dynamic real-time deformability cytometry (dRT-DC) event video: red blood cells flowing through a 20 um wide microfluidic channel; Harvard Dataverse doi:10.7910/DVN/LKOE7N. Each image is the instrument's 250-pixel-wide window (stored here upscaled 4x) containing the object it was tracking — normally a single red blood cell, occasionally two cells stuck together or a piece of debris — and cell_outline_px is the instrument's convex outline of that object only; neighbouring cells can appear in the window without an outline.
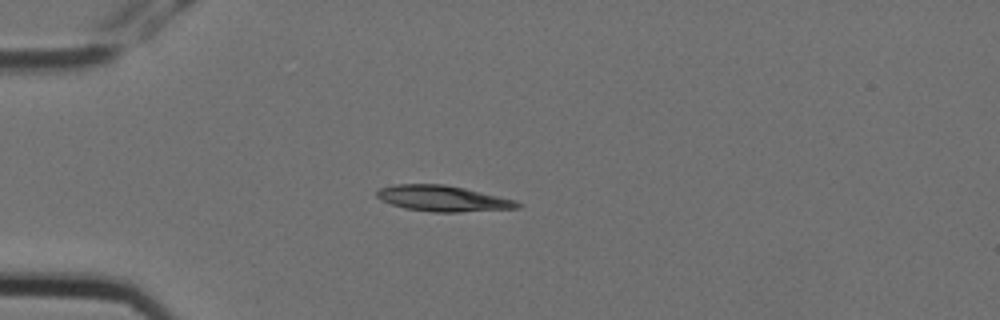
{"species": "Egyptian fruit bat (a non-hibernating species)", "species_latin": "Rousettus aegyptiacus", "temperature_condition": "cold", "stored_images_in_passage": 4, "camera_frame_rate_fps": 3000, "um_per_image_px": 0.085, "animal": {"sex": "female"}, "frame": {"image": 1, "passage_image": 1, "time_ms": 0.0, "image_size_px": [1000, 320], "cell_outline_px": [[524, 204], [520, 208], [460, 212], [432, 212], [404, 208], [380, 200], [376, 196], [376, 192], [380, 188], [396, 184], [444, 184], [464, 188], [516, 200]], "centroid_in_image_um": [37.66, 16.87], "position_along_channel_um": 47.3, "area_um2": 21.21}}
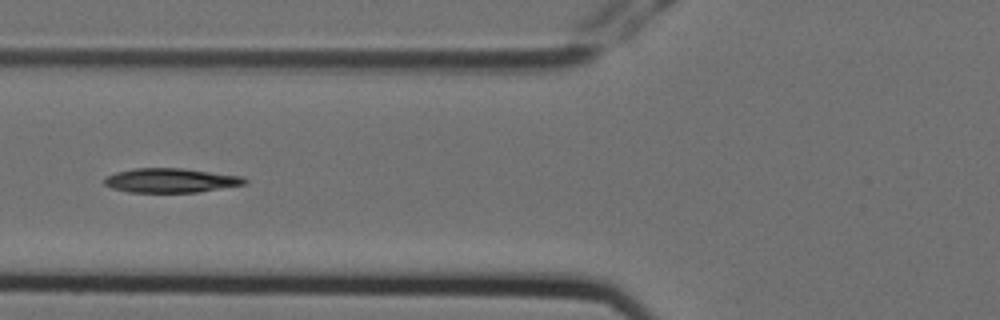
{"frame": {"image": 2, "passage_image": 3, "time_ms": 0.667, "image_size_px": [1000, 320], "cell_outline_px": [[248, 184], [196, 192], [128, 192], [112, 188], [104, 184], [104, 180], [108, 176], [116, 172], [132, 168], [184, 168], [244, 176], [248, 180]], "centroid_in_image_um": [14.56, 15.33], "position_along_channel_um": 111.2, "area_um2": 20.0}}
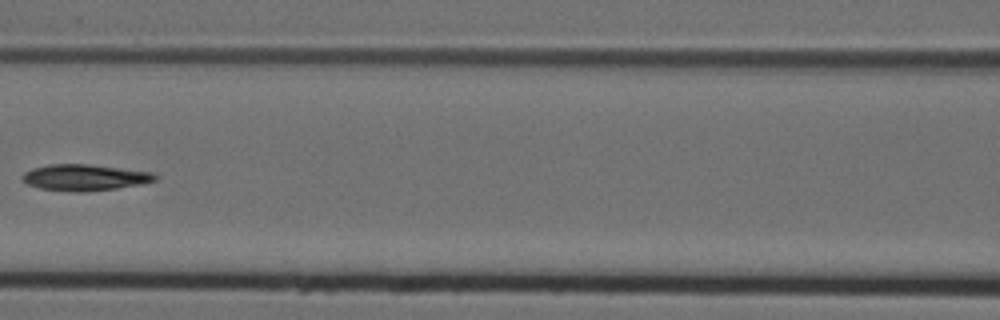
{"frame": {"image": 3, "passage_image": 4, "time_ms": 1.0, "image_size_px": [1000, 320], "cell_outline_px": [[160, 176], [156, 180], [144, 184], [116, 188], [84, 192], [76, 192], [40, 188], [28, 184], [20, 180], [20, 176], [24, 172], [32, 168], [48, 164], [88, 164], [152, 172]], "centroid_in_image_um": [7.19, 15.08], "position_along_channel_um": 159.4, "area_um2": 20.46}}